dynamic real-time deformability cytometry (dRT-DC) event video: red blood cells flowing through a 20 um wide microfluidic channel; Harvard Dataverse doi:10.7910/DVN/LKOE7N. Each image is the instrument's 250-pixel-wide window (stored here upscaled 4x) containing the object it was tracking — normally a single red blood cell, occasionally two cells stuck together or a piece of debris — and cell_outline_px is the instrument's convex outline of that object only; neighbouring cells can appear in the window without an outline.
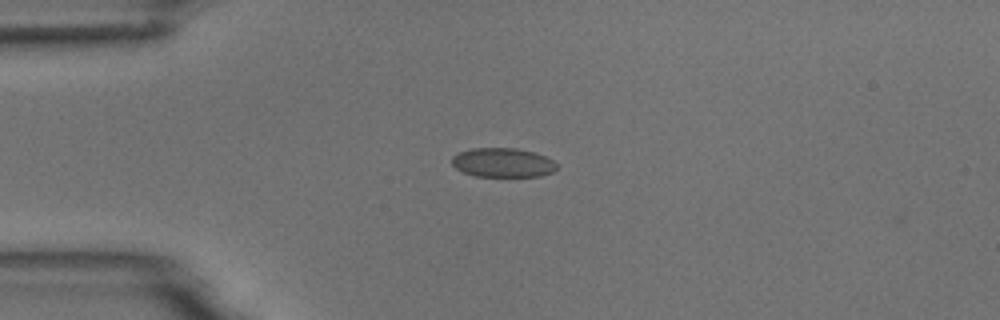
{"species": "common noctule bat (a hibernating species)", "species_latin": "Nyctalus noctula", "temperature_condition": "room temperature", "stored_images_in_passage": 9, "camera_frame_rate_fps": 3000, "um_per_image_px": 0.085, "animal": {"sex": "male", "body_mass_g": 18.8}, "frame": {"image": 1, "passage_image": 3, "time_ms": 2.333, "image_size_px": [1000, 320], "cell_outline_px": [[556, 168], [552, 172], [540, 176], [476, 176], [464, 172], [456, 168], [452, 164], [452, 156], [460, 152], [472, 148], [516, 148], [532, 152], [544, 156], [552, 160], [556, 164]], "centroid_in_image_um": [42.72, 13.82], "position_along_channel_um": 42.3, "area_um2": 17.63}}
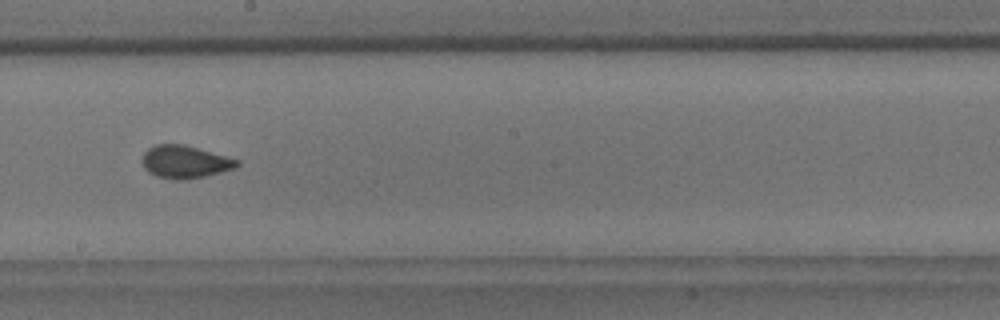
{"frame": {"image": 2, "passage_image": 8, "time_ms": 8.0, "image_size_px": [1000, 320], "cell_outline_px": [[240, 164], [236, 168], [204, 176], [184, 180], [176, 180], [156, 176], [148, 172], [144, 168], [144, 152], [148, 148], [156, 144], [184, 144], [240, 160]], "centroid_in_image_um": [15.74, 13.76], "position_along_channel_um": 232.5, "area_um2": 17.98}}